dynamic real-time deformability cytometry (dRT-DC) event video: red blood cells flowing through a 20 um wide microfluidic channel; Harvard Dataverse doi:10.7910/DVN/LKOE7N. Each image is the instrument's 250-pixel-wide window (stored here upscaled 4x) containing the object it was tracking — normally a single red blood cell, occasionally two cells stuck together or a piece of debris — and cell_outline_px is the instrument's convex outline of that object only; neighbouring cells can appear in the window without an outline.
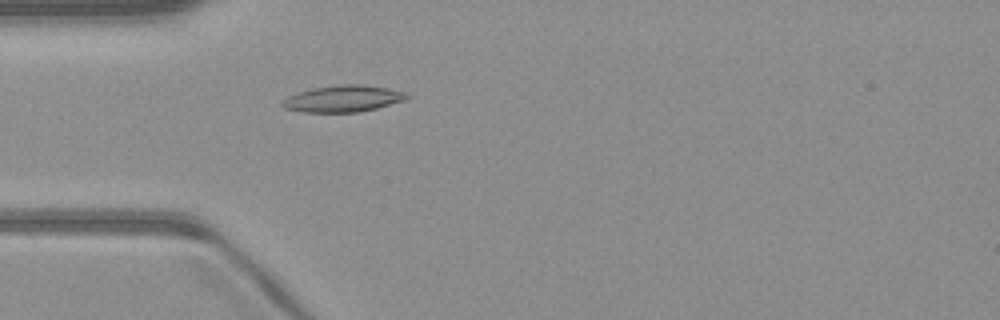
{"species": "common noctule bat (a hibernating species)", "species_latin": "Nyctalus noctula", "temperature_condition": "warm", "stored_images_in_passage": 50, "camera_frame_rate_fps": 3000, "um_per_image_px": 0.085, "animal": {"sex": "male", "body_mass_g": 23.1, "forearm_length_mm": 52.7}, "frame": {"image": 1, "passage_image": 15, "time_ms": 4.667, "image_size_px": [1000, 320], "cell_outline_px": [[412, 96], [404, 100], [376, 108], [360, 112], [304, 112], [284, 108], [280, 104], [288, 96], [312, 88], [340, 84], [360, 84], [388, 88], [404, 92]], "centroid_in_image_um": [29.17, 8.38], "position_along_channel_um": 55.8, "area_um2": 19.19}}
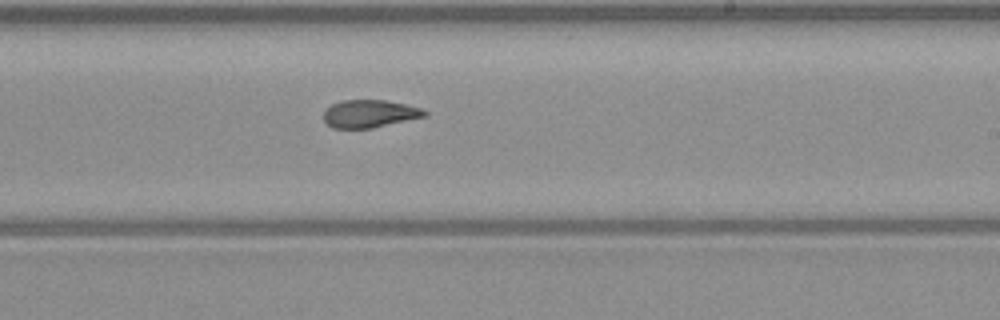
{"frame": {"image": 2, "passage_image": 30, "time_ms": 9.667, "image_size_px": [1000, 320], "cell_outline_px": [[428, 116], [372, 128], [332, 128], [324, 120], [324, 112], [332, 104], [340, 100], [384, 100], [404, 104], [420, 108], [428, 112]], "centroid_in_image_um": [31.43, 9.67], "position_along_channel_um": 257.6, "area_um2": 16.24}}
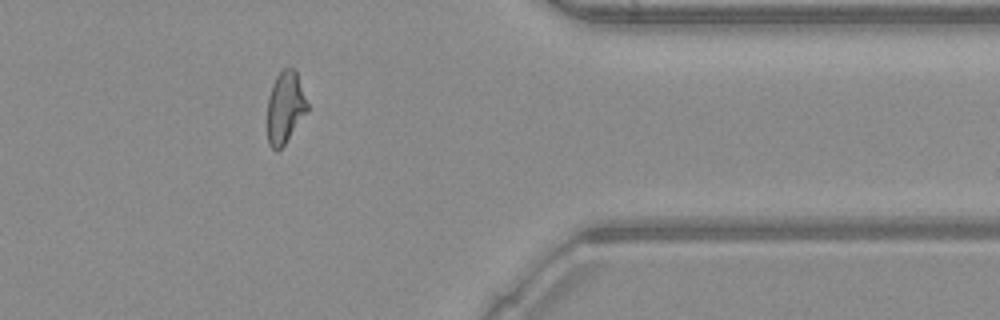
{"frame": {"image": 3, "passage_image": 41, "time_ms": 13.333, "image_size_px": [1000, 320], "cell_outline_px": [[308, 112], [284, 144], [276, 152], [268, 144], [268, 96], [272, 84], [276, 76], [284, 68], [292, 68], [296, 72], [308, 104]], "centroid_in_image_um": [24.24, 9.14], "position_along_channel_um": 387.2, "area_um2": 16.65}, "authors_computed_cell_mechanics": {"area_um2": 17.7735, "velocity_mm_per_s": 4.0973, "shape_relaxation_time_tau1_ms": 11.3985, "shape_relaxation_time_tau2_ms": 2.2284, "deformation_change_tau1": 0.2801, "deformation_change_tau2": 0.0867}}